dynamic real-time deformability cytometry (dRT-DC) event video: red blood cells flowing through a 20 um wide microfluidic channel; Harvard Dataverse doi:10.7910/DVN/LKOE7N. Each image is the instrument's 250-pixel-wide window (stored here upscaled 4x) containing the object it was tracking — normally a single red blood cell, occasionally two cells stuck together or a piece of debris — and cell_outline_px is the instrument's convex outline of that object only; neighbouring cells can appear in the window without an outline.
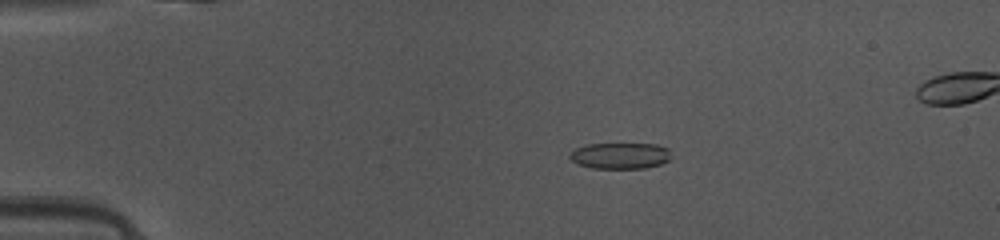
{"species": "common noctule bat (a hibernating species)", "species_latin": "Nyctalus noctula", "temperature_condition": "warm", "stored_images_in_passage": 46, "camera_frame_rate_fps": 3000, "um_per_image_px": 0.085, "animal": {"sex": "female", "body_mass_g": 10.0, "forearm_length_mm": 53.1}, "frame": {"image": 1, "passage_image": 7, "time_ms": 2.0, "image_size_px": [1000, 240], "cell_outline_px": [[668, 160], [660, 164], [644, 168], [592, 168], [580, 164], [572, 160], [568, 156], [576, 148], [588, 144], [656, 144], [668, 148]], "centroid_in_image_um": [52.7, 13.23], "position_along_channel_um": 32.3, "area_um2": 15.14}}
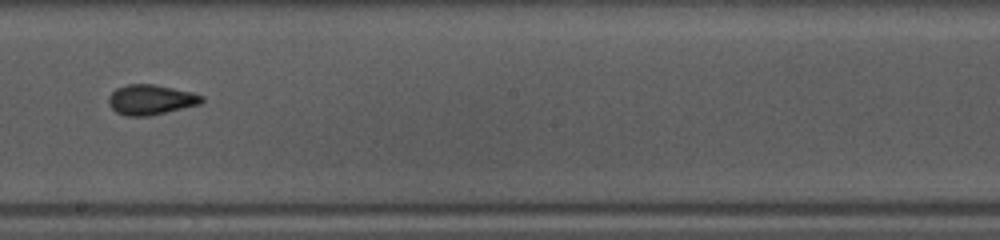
{"frame": {"image": 2, "passage_image": 25, "time_ms": 8.0, "image_size_px": [1000, 240], "cell_outline_px": [[204, 100], [200, 104], [148, 116], [124, 116], [116, 112], [108, 104], [108, 96], [116, 88], [128, 84], [156, 84], [192, 92], [204, 96]], "centroid_in_image_um": [12.8, 8.47], "position_along_channel_um": 235.4, "area_um2": 16.42}}
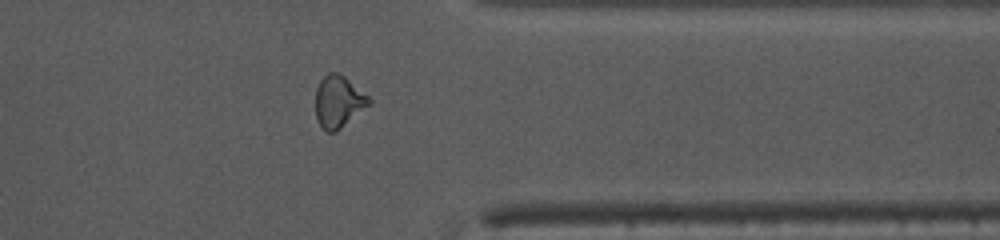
{"frame": {"image": 3, "passage_image": 36, "time_ms": 11.667, "image_size_px": [1000, 240], "cell_outline_px": [[372, 104], [336, 132], [328, 132], [316, 120], [316, 88], [320, 80], [328, 72], [340, 72], [368, 96], [372, 100]], "centroid_in_image_um": [28.79, 8.63], "position_along_channel_um": 382.6, "area_um2": 16.36}}